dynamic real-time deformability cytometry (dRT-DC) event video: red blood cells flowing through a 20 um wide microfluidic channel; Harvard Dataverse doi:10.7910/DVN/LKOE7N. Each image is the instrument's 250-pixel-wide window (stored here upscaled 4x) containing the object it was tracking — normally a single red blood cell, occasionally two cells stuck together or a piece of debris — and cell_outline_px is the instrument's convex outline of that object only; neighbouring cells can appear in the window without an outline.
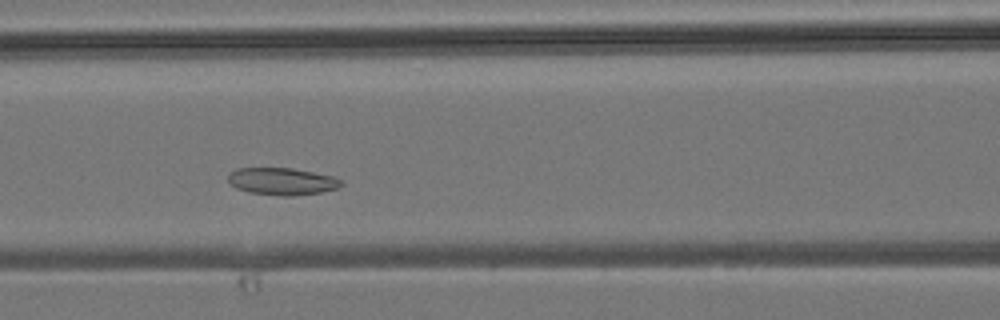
{"species": "common noctule bat (a hibernating species)", "species_latin": "Nyctalus noctula", "temperature_condition": "room temperature", "stored_images_in_passage": 34, "camera_frame_rate_fps": 3000, "um_per_image_px": 0.085, "animal": {"sex": "male", "body_mass_g": 19.2, "forearm_length_mm": 51.8}, "frame": {"image": 1, "passage_image": 12, "time_ms": 3.667, "image_size_px": [1000, 320], "cell_outline_px": [[344, 184], [336, 188], [320, 192], [292, 196], [280, 196], [252, 192], [236, 188], [228, 180], [228, 176], [236, 168], [292, 168], [332, 176], [344, 180]], "centroid_in_image_um": [24.0, 15.41], "position_along_channel_um": 142.6, "area_um2": 17.74}}
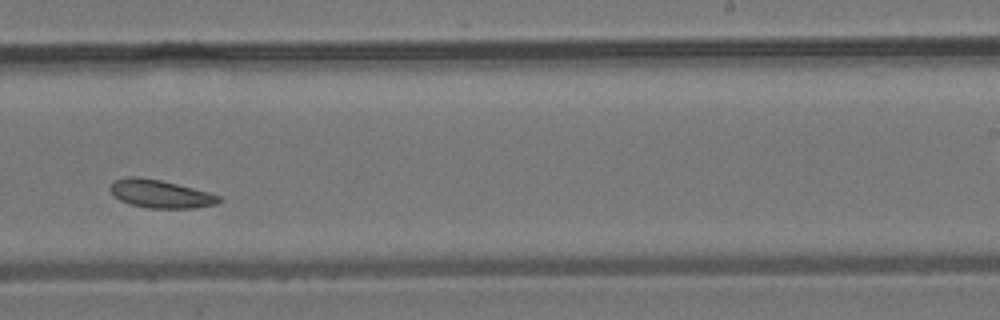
{"frame": {"image": 2, "passage_image": 21, "time_ms": 6.667, "image_size_px": [1000, 320], "cell_outline_px": [[224, 200], [216, 204], [196, 208], [148, 208], [128, 204], [112, 196], [108, 188], [116, 180], [128, 176], [140, 176], [160, 180], [208, 192], [220, 196]], "centroid_in_image_um": [13.61, 16.49], "position_along_channel_um": 275.4, "area_um2": 17.92}}
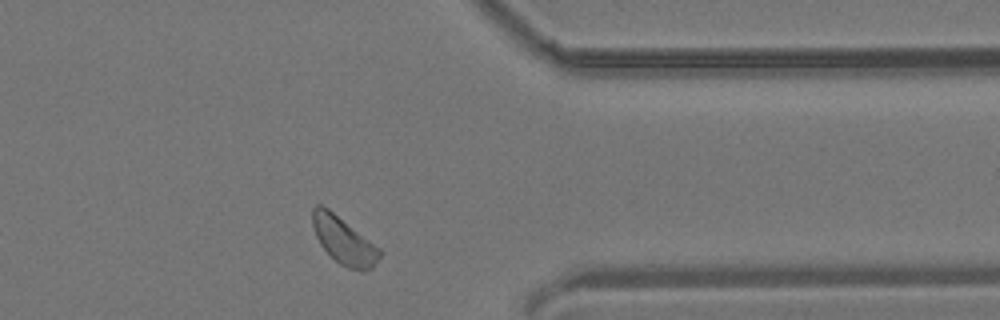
{"frame": {"image": 3, "passage_image": 29, "time_ms": 9.333, "image_size_px": [1000, 320], "cell_outline_px": [[384, 252], [372, 268], [360, 272], [348, 268], [340, 264], [320, 244], [316, 236], [312, 224], [312, 208], [316, 204], [320, 204], [328, 208], [380, 248]], "centroid_in_image_um": [29.24, 20.45], "position_along_channel_um": 382.2, "area_um2": 18.38}}